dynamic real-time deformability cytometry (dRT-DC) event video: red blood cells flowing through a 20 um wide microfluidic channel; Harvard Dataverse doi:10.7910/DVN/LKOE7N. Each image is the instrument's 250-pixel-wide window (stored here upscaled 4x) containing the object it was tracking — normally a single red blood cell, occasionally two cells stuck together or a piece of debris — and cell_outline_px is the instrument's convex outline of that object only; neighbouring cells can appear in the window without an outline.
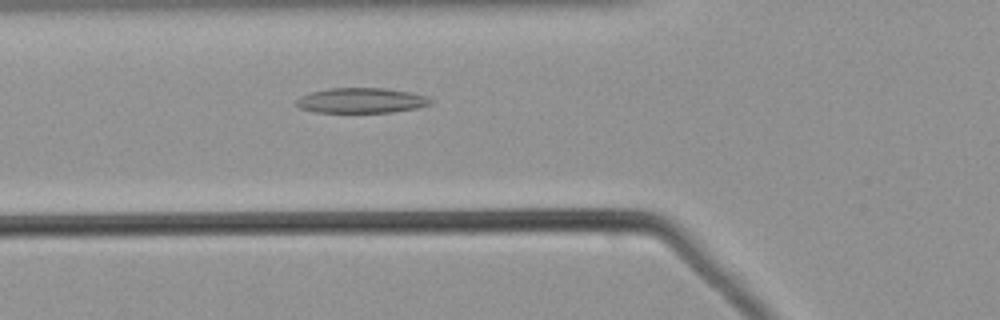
{"species": "common noctule bat (a hibernating species)", "species_latin": "Nyctalus noctula", "temperature_condition": "warm", "stored_images_in_passage": 50, "camera_frame_rate_fps": 3000, "um_per_image_px": 0.085, "animal": {"sex": "male", "body_mass_g": 21.5, "forearm_length_mm": 52.0}, "frame": {"image": 1, "passage_image": 16, "time_ms": 5.0, "image_size_px": [1000, 320], "cell_outline_px": [[432, 104], [416, 108], [392, 112], [316, 112], [300, 108], [296, 104], [296, 100], [300, 96], [308, 92], [328, 88], [384, 88], [412, 92], [428, 96], [432, 100]], "centroid_in_image_um": [30.72, 8.53], "position_along_channel_um": 95.1, "area_um2": 19.83}}
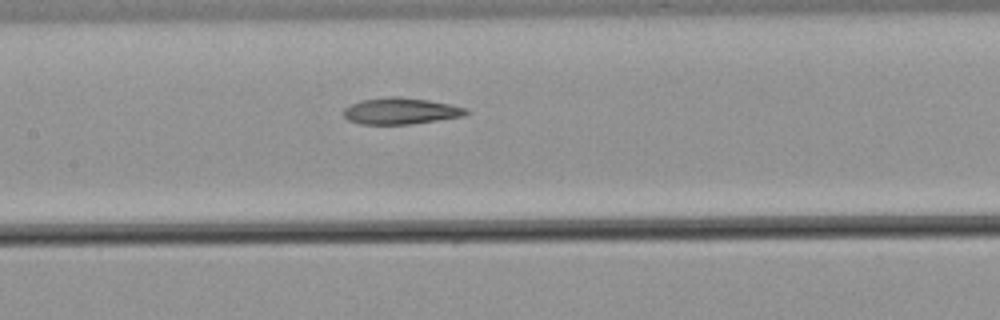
{"frame": {"image": 2, "passage_image": 22, "time_ms": 7.0, "image_size_px": [1000, 320], "cell_outline_px": [[468, 112], [464, 116], [412, 124], [360, 124], [348, 120], [344, 116], [344, 108], [360, 100], [388, 96], [396, 96], [428, 100], [468, 108]], "centroid_in_image_um": [34.05, 9.43], "position_along_channel_um": 173.4, "area_um2": 18.84}}
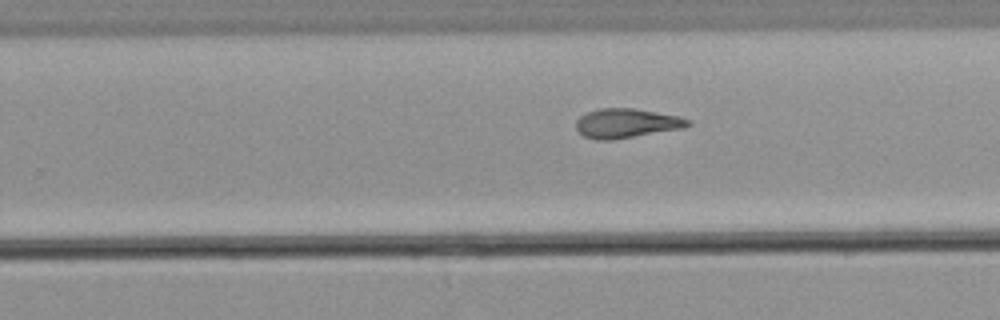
{"frame": {"image": 3, "passage_image": 30, "time_ms": 9.667, "image_size_px": [1000, 320], "cell_outline_px": [[692, 124], [684, 128], [612, 140], [596, 140], [584, 136], [576, 132], [576, 120], [580, 116], [588, 112], [600, 108], [632, 108], [680, 116], [692, 120]], "centroid_in_image_um": [53.26, 10.48], "position_along_channel_um": 276.5, "area_um2": 19.31}}